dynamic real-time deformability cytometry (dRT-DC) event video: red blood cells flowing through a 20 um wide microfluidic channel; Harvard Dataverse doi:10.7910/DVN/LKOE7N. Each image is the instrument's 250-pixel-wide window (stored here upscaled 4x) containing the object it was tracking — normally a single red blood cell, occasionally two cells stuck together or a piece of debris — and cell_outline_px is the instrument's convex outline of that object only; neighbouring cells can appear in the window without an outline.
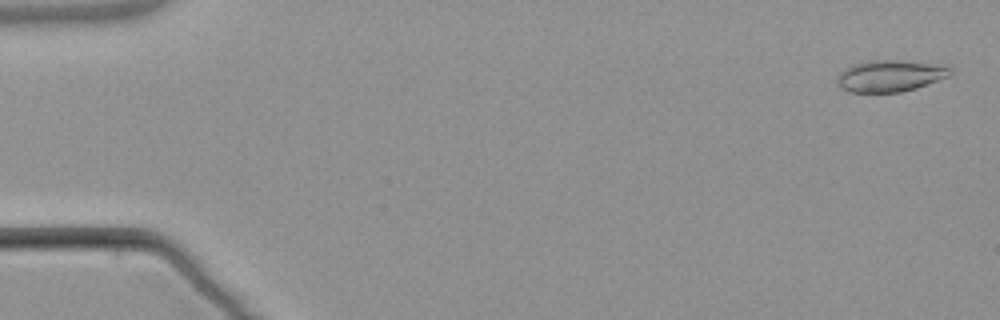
{"species": "common noctule bat (a hibernating species)", "species_latin": "Nyctalus noctula", "temperature_condition": "warm", "stored_images_in_passage": 6, "camera_frame_rate_fps": 3000, "um_per_image_px": 0.085, "animal": {"sex": "male", "body_mass_g": 21.5, "forearm_length_mm": 52.0}, "frame": {"image": 1, "passage_image": 1, "time_ms": 0.0, "image_size_px": [1000, 320], "cell_outline_px": [[952, 72], [948, 76], [916, 88], [900, 92], [848, 92], [840, 88], [836, 84], [836, 80], [840, 72], [844, 68], [852, 64], [868, 60], [900, 60], [948, 64], [952, 68]], "centroid_in_image_um": [75.66, 6.43], "position_along_channel_um": 9.3, "area_um2": 21.27}}
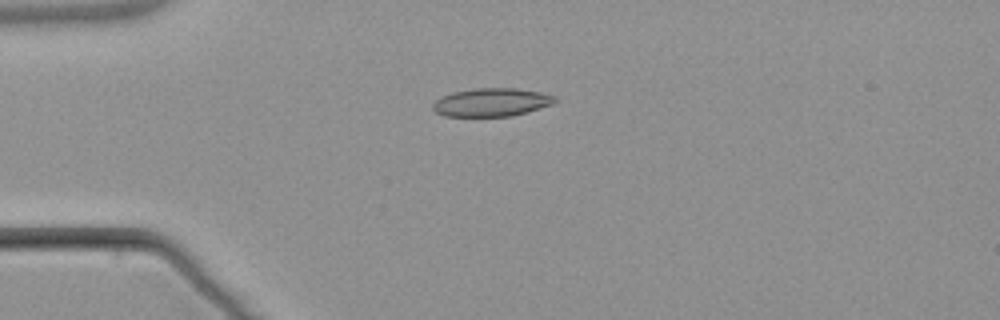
{"frame": {"image": 2, "passage_image": 4, "time_ms": 4.0, "image_size_px": [1000, 320], "cell_outline_px": [[560, 100], [552, 104], [528, 112], [512, 116], [444, 116], [436, 112], [432, 108], [432, 104], [440, 96], [452, 92], [476, 88], [516, 88], [540, 92], [556, 96]], "centroid_in_image_um": [41.79, 8.69], "position_along_channel_um": 43.2, "area_um2": 20.29}}
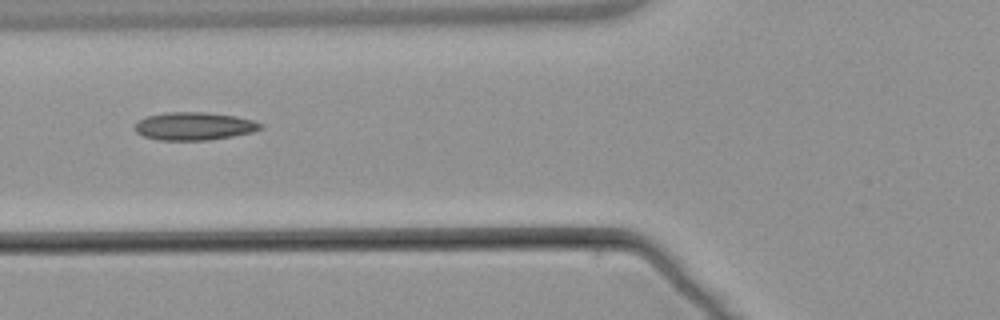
{"frame": {"image": 3, "passage_image": 6, "time_ms": 6.333, "image_size_px": [1000, 320], "cell_outline_px": [[264, 128], [252, 132], [232, 136], [208, 140], [156, 140], [144, 136], [136, 132], [136, 124], [140, 120], [148, 116], [168, 112], [204, 112], [236, 116], [252, 120], [260, 124]], "centroid_in_image_um": [16.51, 10.73], "position_along_channel_um": 109.3, "area_um2": 20.23}}